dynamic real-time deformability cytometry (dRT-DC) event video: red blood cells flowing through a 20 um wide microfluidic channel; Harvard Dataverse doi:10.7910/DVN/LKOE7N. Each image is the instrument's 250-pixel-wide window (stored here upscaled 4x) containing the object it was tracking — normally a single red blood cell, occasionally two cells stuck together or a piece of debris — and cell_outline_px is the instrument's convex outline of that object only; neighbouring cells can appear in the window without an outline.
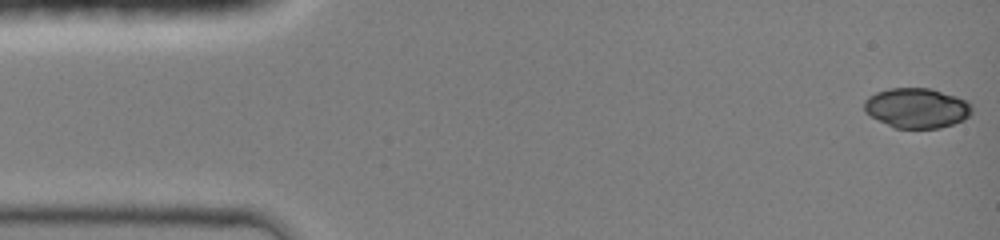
{"species": "common noctule bat (a hibernating species)", "species_latin": "Nyctalus noctula", "temperature_condition": "room temperature", "stored_images_in_passage": 7, "camera_frame_rate_fps": 3000, "um_per_image_px": 0.085, "animal": {"sex": "female", "body_mass_g": 19.0, "forearm_length_mm": 51.5}, "frame": {"image": 1, "passage_image": 1, "time_ms": 0.0, "image_size_px": [1000, 240], "cell_outline_px": [[972, 112], [964, 120], [940, 128], [896, 128], [864, 112], [864, 100], [868, 96], [876, 92], [888, 88], [928, 88], [956, 96], [972, 104]], "centroid_in_image_um": [77.92, 9.17], "position_along_channel_um": 7.1, "area_um2": 24.97}}
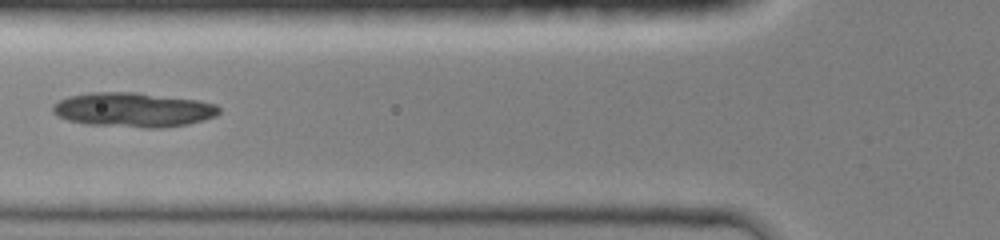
{"frame": {"image": 2, "passage_image": 6, "time_ms": 5.333, "image_size_px": [1000, 240], "cell_outline_px": [[220, 112], [216, 116], [204, 120], [188, 124], [160, 128], [144, 128], [84, 124], [68, 120], [56, 116], [52, 112], [52, 104], [68, 96], [88, 92], [136, 92], [200, 100], [216, 104], [220, 108]], "centroid_in_image_um": [11.32, 9.33], "position_along_channel_um": 114.5, "area_um2": 33.87}}
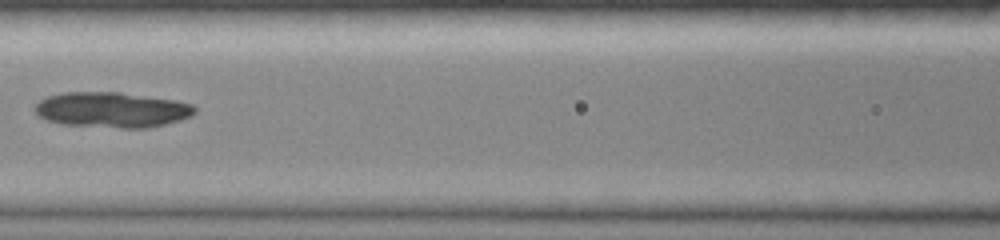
{"frame": {"image": 3, "passage_image": 7, "time_ms": 6.333, "image_size_px": [1000, 240], "cell_outline_px": [[196, 112], [192, 116], [180, 120], [148, 128], [120, 128], [60, 124], [44, 120], [32, 108], [40, 100], [48, 96], [60, 92], [120, 92], [176, 100], [192, 104], [196, 108]], "centroid_in_image_um": [9.5, 9.33], "position_along_channel_um": 157.1, "area_um2": 33.29}}